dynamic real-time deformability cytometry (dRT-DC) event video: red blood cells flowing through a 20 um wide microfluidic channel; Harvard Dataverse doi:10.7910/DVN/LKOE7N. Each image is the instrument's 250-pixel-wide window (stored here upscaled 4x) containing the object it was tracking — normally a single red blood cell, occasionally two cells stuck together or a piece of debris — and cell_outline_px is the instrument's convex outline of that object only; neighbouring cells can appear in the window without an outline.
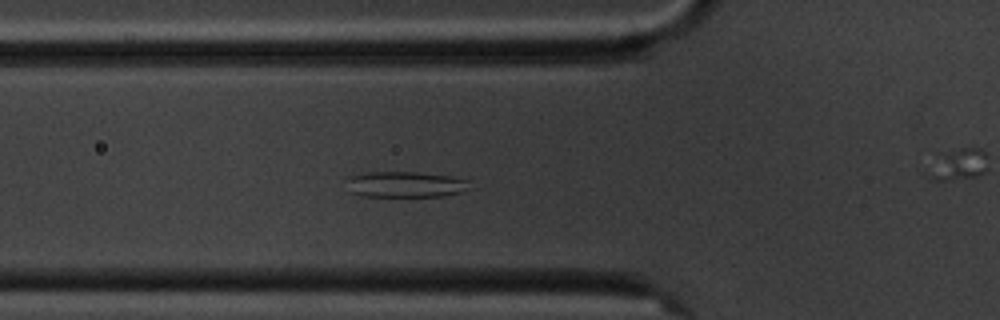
{"species": "common noctule bat (a hibernating species)", "species_latin": "Nyctalus noctula", "temperature_condition": "cold", "stored_images_in_passage": 6, "camera_frame_rate_fps": 3000, "um_per_image_px": 0.085, "animal": {"sex": "male", "body_mass_g": 20.1, "forearm_length_mm": 53.5}, "frame": {"image": 1, "passage_image": 6, "time_ms": 5.667, "image_size_px": [1000, 320], "cell_outline_px": [[468, 188], [460, 192], [444, 196], [364, 196], [352, 192], [344, 180], [348, 176], [364, 172], [416, 172], [448, 176], [468, 180]], "centroid_in_image_um": [34.39, 15.67], "position_along_channel_um": 91.4, "area_um2": 18.44}}